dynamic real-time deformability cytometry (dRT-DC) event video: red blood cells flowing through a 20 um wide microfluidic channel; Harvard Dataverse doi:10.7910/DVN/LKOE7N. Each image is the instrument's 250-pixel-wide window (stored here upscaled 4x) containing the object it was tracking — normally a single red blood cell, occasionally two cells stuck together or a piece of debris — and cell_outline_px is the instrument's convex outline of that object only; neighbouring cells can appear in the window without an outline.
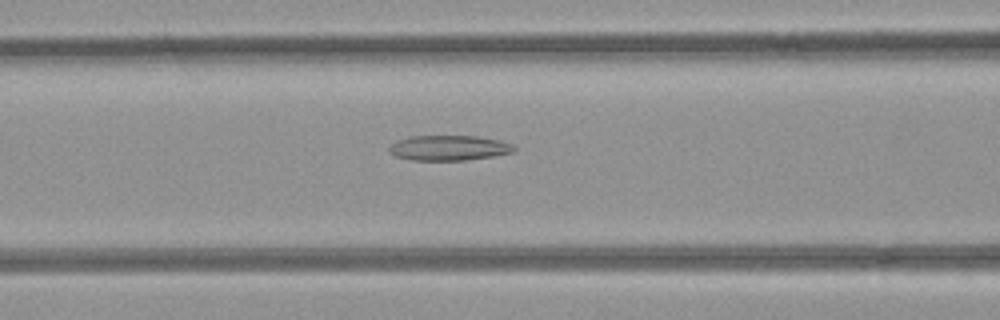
{"species": "common noctule bat (a hibernating species)", "species_latin": "Nyctalus noctula", "temperature_condition": "room temperature", "stored_images_in_passage": 40, "camera_frame_rate_fps": 3000, "um_per_image_px": 0.085, "animal": {"sex": "female", "body_mass_g": 21.9}, "frame": {"image": 1, "passage_image": 9, "time_ms": 2.667, "image_size_px": [1000, 320], "cell_outline_px": [[516, 148], [512, 152], [492, 156], [464, 160], [412, 160], [396, 156], [388, 152], [388, 148], [396, 140], [412, 136], [476, 136], [500, 140], [516, 144]], "centroid_in_image_um": [38.16, 12.56], "position_along_channel_um": 128.4, "area_um2": 18.32}}
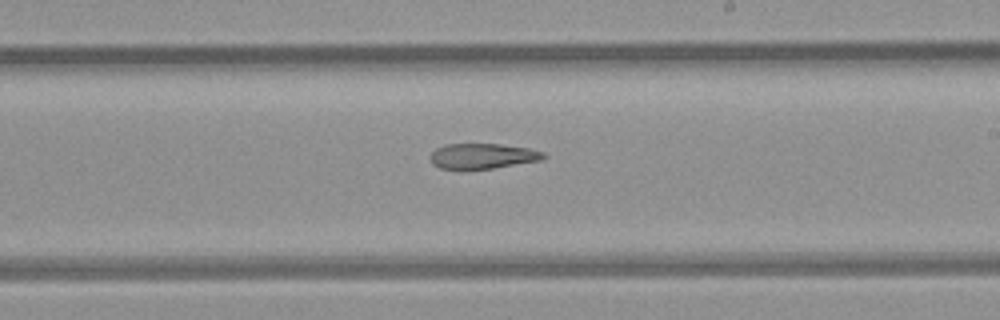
{"frame": {"image": 2, "passage_image": 18, "time_ms": 5.667, "image_size_px": [1000, 320], "cell_outline_px": [[548, 156], [540, 160], [492, 168], [464, 172], [460, 172], [440, 168], [432, 164], [428, 156], [436, 148], [444, 144], [500, 144], [528, 148], [544, 152]], "centroid_in_image_um": [40.93, 13.3], "position_along_channel_um": 248.1, "area_um2": 17.34}}
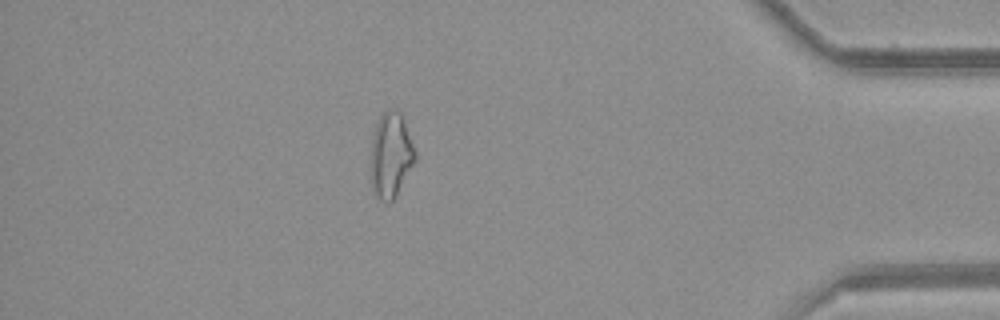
{"frame": {"image": 3, "passage_image": 33, "time_ms": 10.667, "image_size_px": [1000, 320], "cell_outline_px": [[416, 160], [392, 200], [388, 204], [380, 200], [376, 196], [368, 180], [372, 136], [376, 124], [380, 116], [388, 108], [396, 108], [400, 112], [416, 152]], "centroid_in_image_um": [33.16, 13.2], "position_along_channel_um": 402.0, "area_um2": 22.37}}